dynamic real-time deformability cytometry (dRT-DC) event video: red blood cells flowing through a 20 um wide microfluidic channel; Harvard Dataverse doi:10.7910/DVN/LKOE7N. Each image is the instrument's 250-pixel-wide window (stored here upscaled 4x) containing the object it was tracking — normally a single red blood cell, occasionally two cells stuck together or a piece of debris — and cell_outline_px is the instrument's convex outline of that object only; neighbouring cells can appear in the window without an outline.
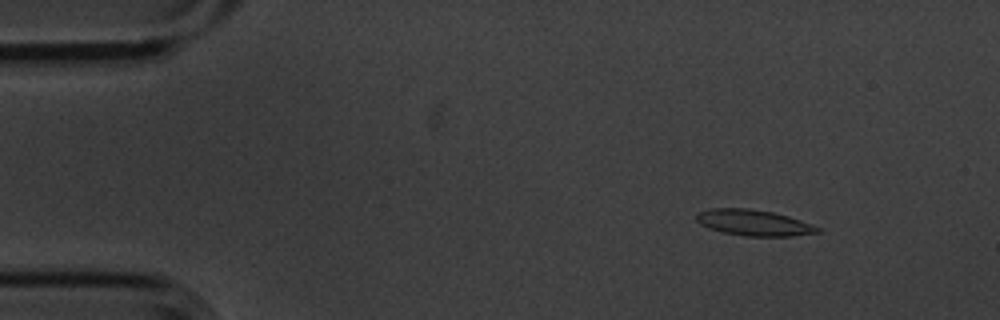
{"species": "common noctule bat (a hibernating species)", "species_latin": "Nyctalus noctula", "temperature_condition": "cold", "stored_images_in_passage": 3, "camera_frame_rate_fps": 3000, "um_per_image_px": 0.085, "animal": {"sex": "male", "body_mass_g": 20.1, "forearm_length_mm": 53.5}, "frame": {"image": 1, "passage_image": 2, "time_ms": 0.333, "image_size_px": [1000, 320], "cell_outline_px": [[820, 232], [792, 236], [744, 236], [724, 232], [708, 228], [700, 224], [696, 220], [696, 216], [700, 212], [708, 208], [748, 208], [772, 212], [788, 216], [812, 224], [820, 228]], "centroid_in_image_um": [64.06, 18.93], "position_along_channel_um": 20.9, "area_um2": 18.26}}